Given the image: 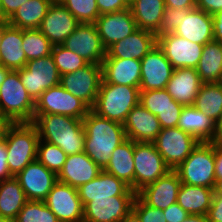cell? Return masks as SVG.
Listing matches in <instances>:
<instances>
[{
	"label": "cell",
	"instance_id": "cell-29",
	"mask_svg": "<svg viewBox=\"0 0 222 222\" xmlns=\"http://www.w3.org/2000/svg\"><path fill=\"white\" fill-rule=\"evenodd\" d=\"M22 41V29L9 24L3 29L0 44V65L11 71L25 67L27 59L22 48Z\"/></svg>",
	"mask_w": 222,
	"mask_h": 222
},
{
	"label": "cell",
	"instance_id": "cell-36",
	"mask_svg": "<svg viewBox=\"0 0 222 222\" xmlns=\"http://www.w3.org/2000/svg\"><path fill=\"white\" fill-rule=\"evenodd\" d=\"M27 201L25 192L14 176L0 182V217L16 219Z\"/></svg>",
	"mask_w": 222,
	"mask_h": 222
},
{
	"label": "cell",
	"instance_id": "cell-13",
	"mask_svg": "<svg viewBox=\"0 0 222 222\" xmlns=\"http://www.w3.org/2000/svg\"><path fill=\"white\" fill-rule=\"evenodd\" d=\"M60 222H83V204L77 188L57 181L44 200Z\"/></svg>",
	"mask_w": 222,
	"mask_h": 222
},
{
	"label": "cell",
	"instance_id": "cell-45",
	"mask_svg": "<svg viewBox=\"0 0 222 222\" xmlns=\"http://www.w3.org/2000/svg\"><path fill=\"white\" fill-rule=\"evenodd\" d=\"M100 15L118 12L129 8L128 0H97Z\"/></svg>",
	"mask_w": 222,
	"mask_h": 222
},
{
	"label": "cell",
	"instance_id": "cell-34",
	"mask_svg": "<svg viewBox=\"0 0 222 222\" xmlns=\"http://www.w3.org/2000/svg\"><path fill=\"white\" fill-rule=\"evenodd\" d=\"M196 71L202 83L222 81V42L211 41L203 46Z\"/></svg>",
	"mask_w": 222,
	"mask_h": 222
},
{
	"label": "cell",
	"instance_id": "cell-2",
	"mask_svg": "<svg viewBox=\"0 0 222 222\" xmlns=\"http://www.w3.org/2000/svg\"><path fill=\"white\" fill-rule=\"evenodd\" d=\"M39 139L60 147L67 155L84 152L83 120L66 115L34 114Z\"/></svg>",
	"mask_w": 222,
	"mask_h": 222
},
{
	"label": "cell",
	"instance_id": "cell-3",
	"mask_svg": "<svg viewBox=\"0 0 222 222\" xmlns=\"http://www.w3.org/2000/svg\"><path fill=\"white\" fill-rule=\"evenodd\" d=\"M3 137L6 140L7 164L15 177L29 163L37 160L38 130L32 122L8 123Z\"/></svg>",
	"mask_w": 222,
	"mask_h": 222
},
{
	"label": "cell",
	"instance_id": "cell-7",
	"mask_svg": "<svg viewBox=\"0 0 222 222\" xmlns=\"http://www.w3.org/2000/svg\"><path fill=\"white\" fill-rule=\"evenodd\" d=\"M134 164L135 193L171 170L153 142H134Z\"/></svg>",
	"mask_w": 222,
	"mask_h": 222
},
{
	"label": "cell",
	"instance_id": "cell-8",
	"mask_svg": "<svg viewBox=\"0 0 222 222\" xmlns=\"http://www.w3.org/2000/svg\"><path fill=\"white\" fill-rule=\"evenodd\" d=\"M18 71L22 84L35 102L47 89L60 84L61 75L52 55L27 61Z\"/></svg>",
	"mask_w": 222,
	"mask_h": 222
},
{
	"label": "cell",
	"instance_id": "cell-38",
	"mask_svg": "<svg viewBox=\"0 0 222 222\" xmlns=\"http://www.w3.org/2000/svg\"><path fill=\"white\" fill-rule=\"evenodd\" d=\"M22 48L27 61L51 55L53 44L39 29H24Z\"/></svg>",
	"mask_w": 222,
	"mask_h": 222
},
{
	"label": "cell",
	"instance_id": "cell-10",
	"mask_svg": "<svg viewBox=\"0 0 222 222\" xmlns=\"http://www.w3.org/2000/svg\"><path fill=\"white\" fill-rule=\"evenodd\" d=\"M91 108L60 84L47 89L35 102L34 114L66 115L83 119Z\"/></svg>",
	"mask_w": 222,
	"mask_h": 222
},
{
	"label": "cell",
	"instance_id": "cell-50",
	"mask_svg": "<svg viewBox=\"0 0 222 222\" xmlns=\"http://www.w3.org/2000/svg\"><path fill=\"white\" fill-rule=\"evenodd\" d=\"M196 7L213 16L222 11V0H197Z\"/></svg>",
	"mask_w": 222,
	"mask_h": 222
},
{
	"label": "cell",
	"instance_id": "cell-20",
	"mask_svg": "<svg viewBox=\"0 0 222 222\" xmlns=\"http://www.w3.org/2000/svg\"><path fill=\"white\" fill-rule=\"evenodd\" d=\"M80 22L59 1L52 2L38 28L53 44L61 45Z\"/></svg>",
	"mask_w": 222,
	"mask_h": 222
},
{
	"label": "cell",
	"instance_id": "cell-60",
	"mask_svg": "<svg viewBox=\"0 0 222 222\" xmlns=\"http://www.w3.org/2000/svg\"><path fill=\"white\" fill-rule=\"evenodd\" d=\"M8 25L7 20L1 19L0 18V44H1V37L3 34V29Z\"/></svg>",
	"mask_w": 222,
	"mask_h": 222
},
{
	"label": "cell",
	"instance_id": "cell-33",
	"mask_svg": "<svg viewBox=\"0 0 222 222\" xmlns=\"http://www.w3.org/2000/svg\"><path fill=\"white\" fill-rule=\"evenodd\" d=\"M213 195V188L181 183L177 203L190 215H207Z\"/></svg>",
	"mask_w": 222,
	"mask_h": 222
},
{
	"label": "cell",
	"instance_id": "cell-23",
	"mask_svg": "<svg viewBox=\"0 0 222 222\" xmlns=\"http://www.w3.org/2000/svg\"><path fill=\"white\" fill-rule=\"evenodd\" d=\"M181 180L174 170L139 190L136 195L147 205L164 210L177 202Z\"/></svg>",
	"mask_w": 222,
	"mask_h": 222
},
{
	"label": "cell",
	"instance_id": "cell-9",
	"mask_svg": "<svg viewBox=\"0 0 222 222\" xmlns=\"http://www.w3.org/2000/svg\"><path fill=\"white\" fill-rule=\"evenodd\" d=\"M166 165L175 170L198 145L199 141L178 127L164 128L153 141Z\"/></svg>",
	"mask_w": 222,
	"mask_h": 222
},
{
	"label": "cell",
	"instance_id": "cell-56",
	"mask_svg": "<svg viewBox=\"0 0 222 222\" xmlns=\"http://www.w3.org/2000/svg\"><path fill=\"white\" fill-rule=\"evenodd\" d=\"M120 222H141L138 215L132 210Z\"/></svg>",
	"mask_w": 222,
	"mask_h": 222
},
{
	"label": "cell",
	"instance_id": "cell-27",
	"mask_svg": "<svg viewBox=\"0 0 222 222\" xmlns=\"http://www.w3.org/2000/svg\"><path fill=\"white\" fill-rule=\"evenodd\" d=\"M101 171L102 169L85 152H81L67 156V160L57 175V180L78 188L93 180Z\"/></svg>",
	"mask_w": 222,
	"mask_h": 222
},
{
	"label": "cell",
	"instance_id": "cell-28",
	"mask_svg": "<svg viewBox=\"0 0 222 222\" xmlns=\"http://www.w3.org/2000/svg\"><path fill=\"white\" fill-rule=\"evenodd\" d=\"M203 83L195 68L174 69L165 90L183 106L194 105L195 98Z\"/></svg>",
	"mask_w": 222,
	"mask_h": 222
},
{
	"label": "cell",
	"instance_id": "cell-14",
	"mask_svg": "<svg viewBox=\"0 0 222 222\" xmlns=\"http://www.w3.org/2000/svg\"><path fill=\"white\" fill-rule=\"evenodd\" d=\"M157 45L174 69L196 68L204 46L174 33L157 37Z\"/></svg>",
	"mask_w": 222,
	"mask_h": 222
},
{
	"label": "cell",
	"instance_id": "cell-59",
	"mask_svg": "<svg viewBox=\"0 0 222 222\" xmlns=\"http://www.w3.org/2000/svg\"><path fill=\"white\" fill-rule=\"evenodd\" d=\"M8 122L0 115V139L3 137V132Z\"/></svg>",
	"mask_w": 222,
	"mask_h": 222
},
{
	"label": "cell",
	"instance_id": "cell-51",
	"mask_svg": "<svg viewBox=\"0 0 222 222\" xmlns=\"http://www.w3.org/2000/svg\"><path fill=\"white\" fill-rule=\"evenodd\" d=\"M215 152V176L222 178V142H214Z\"/></svg>",
	"mask_w": 222,
	"mask_h": 222
},
{
	"label": "cell",
	"instance_id": "cell-41",
	"mask_svg": "<svg viewBox=\"0 0 222 222\" xmlns=\"http://www.w3.org/2000/svg\"><path fill=\"white\" fill-rule=\"evenodd\" d=\"M16 222H60L44 201L28 200L18 213Z\"/></svg>",
	"mask_w": 222,
	"mask_h": 222
},
{
	"label": "cell",
	"instance_id": "cell-19",
	"mask_svg": "<svg viewBox=\"0 0 222 222\" xmlns=\"http://www.w3.org/2000/svg\"><path fill=\"white\" fill-rule=\"evenodd\" d=\"M181 20L174 34L190 42L205 45L214 40L213 16L195 7L180 9Z\"/></svg>",
	"mask_w": 222,
	"mask_h": 222
},
{
	"label": "cell",
	"instance_id": "cell-17",
	"mask_svg": "<svg viewBox=\"0 0 222 222\" xmlns=\"http://www.w3.org/2000/svg\"><path fill=\"white\" fill-rule=\"evenodd\" d=\"M135 196L95 199L83 207V222H120L129 212Z\"/></svg>",
	"mask_w": 222,
	"mask_h": 222
},
{
	"label": "cell",
	"instance_id": "cell-46",
	"mask_svg": "<svg viewBox=\"0 0 222 222\" xmlns=\"http://www.w3.org/2000/svg\"><path fill=\"white\" fill-rule=\"evenodd\" d=\"M26 1L29 0H0V18L8 21Z\"/></svg>",
	"mask_w": 222,
	"mask_h": 222
},
{
	"label": "cell",
	"instance_id": "cell-15",
	"mask_svg": "<svg viewBox=\"0 0 222 222\" xmlns=\"http://www.w3.org/2000/svg\"><path fill=\"white\" fill-rule=\"evenodd\" d=\"M174 68L156 45L141 59L140 91L165 89Z\"/></svg>",
	"mask_w": 222,
	"mask_h": 222
},
{
	"label": "cell",
	"instance_id": "cell-31",
	"mask_svg": "<svg viewBox=\"0 0 222 222\" xmlns=\"http://www.w3.org/2000/svg\"><path fill=\"white\" fill-rule=\"evenodd\" d=\"M134 141L126 139L116 147L104 171L122 180L134 191Z\"/></svg>",
	"mask_w": 222,
	"mask_h": 222
},
{
	"label": "cell",
	"instance_id": "cell-37",
	"mask_svg": "<svg viewBox=\"0 0 222 222\" xmlns=\"http://www.w3.org/2000/svg\"><path fill=\"white\" fill-rule=\"evenodd\" d=\"M194 106L217 122L222 113V82L203 83L195 98Z\"/></svg>",
	"mask_w": 222,
	"mask_h": 222
},
{
	"label": "cell",
	"instance_id": "cell-58",
	"mask_svg": "<svg viewBox=\"0 0 222 222\" xmlns=\"http://www.w3.org/2000/svg\"><path fill=\"white\" fill-rule=\"evenodd\" d=\"M11 70L5 68L4 66L0 65V85L3 83V81L5 80L7 74L10 72Z\"/></svg>",
	"mask_w": 222,
	"mask_h": 222
},
{
	"label": "cell",
	"instance_id": "cell-55",
	"mask_svg": "<svg viewBox=\"0 0 222 222\" xmlns=\"http://www.w3.org/2000/svg\"><path fill=\"white\" fill-rule=\"evenodd\" d=\"M182 222H210L207 215H189Z\"/></svg>",
	"mask_w": 222,
	"mask_h": 222
},
{
	"label": "cell",
	"instance_id": "cell-22",
	"mask_svg": "<svg viewBox=\"0 0 222 222\" xmlns=\"http://www.w3.org/2000/svg\"><path fill=\"white\" fill-rule=\"evenodd\" d=\"M83 206L95 199L114 196H136V193L122 180L102 170L93 180L77 188Z\"/></svg>",
	"mask_w": 222,
	"mask_h": 222
},
{
	"label": "cell",
	"instance_id": "cell-39",
	"mask_svg": "<svg viewBox=\"0 0 222 222\" xmlns=\"http://www.w3.org/2000/svg\"><path fill=\"white\" fill-rule=\"evenodd\" d=\"M67 156L60 147L39 139L37 160L56 175L61 171Z\"/></svg>",
	"mask_w": 222,
	"mask_h": 222
},
{
	"label": "cell",
	"instance_id": "cell-44",
	"mask_svg": "<svg viewBox=\"0 0 222 222\" xmlns=\"http://www.w3.org/2000/svg\"><path fill=\"white\" fill-rule=\"evenodd\" d=\"M180 20V9L166 7L162 16L160 30L156 36L161 37L167 34H173L180 24Z\"/></svg>",
	"mask_w": 222,
	"mask_h": 222
},
{
	"label": "cell",
	"instance_id": "cell-47",
	"mask_svg": "<svg viewBox=\"0 0 222 222\" xmlns=\"http://www.w3.org/2000/svg\"><path fill=\"white\" fill-rule=\"evenodd\" d=\"M162 211L167 222H182L190 215L177 202Z\"/></svg>",
	"mask_w": 222,
	"mask_h": 222
},
{
	"label": "cell",
	"instance_id": "cell-49",
	"mask_svg": "<svg viewBox=\"0 0 222 222\" xmlns=\"http://www.w3.org/2000/svg\"><path fill=\"white\" fill-rule=\"evenodd\" d=\"M207 216L210 222H222V196L213 195Z\"/></svg>",
	"mask_w": 222,
	"mask_h": 222
},
{
	"label": "cell",
	"instance_id": "cell-26",
	"mask_svg": "<svg viewBox=\"0 0 222 222\" xmlns=\"http://www.w3.org/2000/svg\"><path fill=\"white\" fill-rule=\"evenodd\" d=\"M102 80L105 83L139 87L141 81V60L104 58Z\"/></svg>",
	"mask_w": 222,
	"mask_h": 222
},
{
	"label": "cell",
	"instance_id": "cell-61",
	"mask_svg": "<svg viewBox=\"0 0 222 222\" xmlns=\"http://www.w3.org/2000/svg\"><path fill=\"white\" fill-rule=\"evenodd\" d=\"M0 222H16V220L8 217H0Z\"/></svg>",
	"mask_w": 222,
	"mask_h": 222
},
{
	"label": "cell",
	"instance_id": "cell-25",
	"mask_svg": "<svg viewBox=\"0 0 222 222\" xmlns=\"http://www.w3.org/2000/svg\"><path fill=\"white\" fill-rule=\"evenodd\" d=\"M156 45L157 36L154 32L138 28L130 36L110 46L105 58L141 60Z\"/></svg>",
	"mask_w": 222,
	"mask_h": 222
},
{
	"label": "cell",
	"instance_id": "cell-6",
	"mask_svg": "<svg viewBox=\"0 0 222 222\" xmlns=\"http://www.w3.org/2000/svg\"><path fill=\"white\" fill-rule=\"evenodd\" d=\"M181 183L214 188V142H199L191 154L174 170Z\"/></svg>",
	"mask_w": 222,
	"mask_h": 222
},
{
	"label": "cell",
	"instance_id": "cell-32",
	"mask_svg": "<svg viewBox=\"0 0 222 222\" xmlns=\"http://www.w3.org/2000/svg\"><path fill=\"white\" fill-rule=\"evenodd\" d=\"M129 8L136 21L137 28L149 30L157 34L164 10V0H132Z\"/></svg>",
	"mask_w": 222,
	"mask_h": 222
},
{
	"label": "cell",
	"instance_id": "cell-40",
	"mask_svg": "<svg viewBox=\"0 0 222 222\" xmlns=\"http://www.w3.org/2000/svg\"><path fill=\"white\" fill-rule=\"evenodd\" d=\"M51 55L60 75L73 73L89 64L84 58L62 45H53Z\"/></svg>",
	"mask_w": 222,
	"mask_h": 222
},
{
	"label": "cell",
	"instance_id": "cell-52",
	"mask_svg": "<svg viewBox=\"0 0 222 222\" xmlns=\"http://www.w3.org/2000/svg\"><path fill=\"white\" fill-rule=\"evenodd\" d=\"M165 6L177 9H193L196 7L195 0H164Z\"/></svg>",
	"mask_w": 222,
	"mask_h": 222
},
{
	"label": "cell",
	"instance_id": "cell-12",
	"mask_svg": "<svg viewBox=\"0 0 222 222\" xmlns=\"http://www.w3.org/2000/svg\"><path fill=\"white\" fill-rule=\"evenodd\" d=\"M84 58L89 64H102L106 49L102 45L95 23H80L61 44Z\"/></svg>",
	"mask_w": 222,
	"mask_h": 222
},
{
	"label": "cell",
	"instance_id": "cell-43",
	"mask_svg": "<svg viewBox=\"0 0 222 222\" xmlns=\"http://www.w3.org/2000/svg\"><path fill=\"white\" fill-rule=\"evenodd\" d=\"M132 210L138 215L141 222H167L161 209L150 207L137 195L134 198Z\"/></svg>",
	"mask_w": 222,
	"mask_h": 222
},
{
	"label": "cell",
	"instance_id": "cell-11",
	"mask_svg": "<svg viewBox=\"0 0 222 222\" xmlns=\"http://www.w3.org/2000/svg\"><path fill=\"white\" fill-rule=\"evenodd\" d=\"M102 79V64H88L73 73L61 75L60 85L92 108Z\"/></svg>",
	"mask_w": 222,
	"mask_h": 222
},
{
	"label": "cell",
	"instance_id": "cell-54",
	"mask_svg": "<svg viewBox=\"0 0 222 222\" xmlns=\"http://www.w3.org/2000/svg\"><path fill=\"white\" fill-rule=\"evenodd\" d=\"M213 142H222V113L216 122L215 139Z\"/></svg>",
	"mask_w": 222,
	"mask_h": 222
},
{
	"label": "cell",
	"instance_id": "cell-24",
	"mask_svg": "<svg viewBox=\"0 0 222 222\" xmlns=\"http://www.w3.org/2000/svg\"><path fill=\"white\" fill-rule=\"evenodd\" d=\"M123 127L126 138L134 142H153L162 130L157 116L140 103L128 113Z\"/></svg>",
	"mask_w": 222,
	"mask_h": 222
},
{
	"label": "cell",
	"instance_id": "cell-18",
	"mask_svg": "<svg viewBox=\"0 0 222 222\" xmlns=\"http://www.w3.org/2000/svg\"><path fill=\"white\" fill-rule=\"evenodd\" d=\"M95 25L102 45L106 50L138 29L130 8L109 14H102L97 18Z\"/></svg>",
	"mask_w": 222,
	"mask_h": 222
},
{
	"label": "cell",
	"instance_id": "cell-35",
	"mask_svg": "<svg viewBox=\"0 0 222 222\" xmlns=\"http://www.w3.org/2000/svg\"><path fill=\"white\" fill-rule=\"evenodd\" d=\"M52 2V0L26 1L7 22L22 30L38 29Z\"/></svg>",
	"mask_w": 222,
	"mask_h": 222
},
{
	"label": "cell",
	"instance_id": "cell-1",
	"mask_svg": "<svg viewBox=\"0 0 222 222\" xmlns=\"http://www.w3.org/2000/svg\"><path fill=\"white\" fill-rule=\"evenodd\" d=\"M82 120L84 152L103 170L116 147L127 139L123 124L101 117L92 110Z\"/></svg>",
	"mask_w": 222,
	"mask_h": 222
},
{
	"label": "cell",
	"instance_id": "cell-5",
	"mask_svg": "<svg viewBox=\"0 0 222 222\" xmlns=\"http://www.w3.org/2000/svg\"><path fill=\"white\" fill-rule=\"evenodd\" d=\"M35 101L21 82L19 71H10L0 85V115L8 123L33 122Z\"/></svg>",
	"mask_w": 222,
	"mask_h": 222
},
{
	"label": "cell",
	"instance_id": "cell-21",
	"mask_svg": "<svg viewBox=\"0 0 222 222\" xmlns=\"http://www.w3.org/2000/svg\"><path fill=\"white\" fill-rule=\"evenodd\" d=\"M139 103L157 116L162 129L177 127L184 107L176 102L165 89L140 91Z\"/></svg>",
	"mask_w": 222,
	"mask_h": 222
},
{
	"label": "cell",
	"instance_id": "cell-57",
	"mask_svg": "<svg viewBox=\"0 0 222 222\" xmlns=\"http://www.w3.org/2000/svg\"><path fill=\"white\" fill-rule=\"evenodd\" d=\"M213 192L216 195L222 196V178L216 179L215 186L213 188Z\"/></svg>",
	"mask_w": 222,
	"mask_h": 222
},
{
	"label": "cell",
	"instance_id": "cell-53",
	"mask_svg": "<svg viewBox=\"0 0 222 222\" xmlns=\"http://www.w3.org/2000/svg\"><path fill=\"white\" fill-rule=\"evenodd\" d=\"M214 40L222 42V11L213 15Z\"/></svg>",
	"mask_w": 222,
	"mask_h": 222
},
{
	"label": "cell",
	"instance_id": "cell-16",
	"mask_svg": "<svg viewBox=\"0 0 222 222\" xmlns=\"http://www.w3.org/2000/svg\"><path fill=\"white\" fill-rule=\"evenodd\" d=\"M15 178L18 180L28 200L44 201L54 184L57 175L38 160L29 163Z\"/></svg>",
	"mask_w": 222,
	"mask_h": 222
},
{
	"label": "cell",
	"instance_id": "cell-42",
	"mask_svg": "<svg viewBox=\"0 0 222 222\" xmlns=\"http://www.w3.org/2000/svg\"><path fill=\"white\" fill-rule=\"evenodd\" d=\"M80 23H95L100 16L97 0H59Z\"/></svg>",
	"mask_w": 222,
	"mask_h": 222
},
{
	"label": "cell",
	"instance_id": "cell-48",
	"mask_svg": "<svg viewBox=\"0 0 222 222\" xmlns=\"http://www.w3.org/2000/svg\"><path fill=\"white\" fill-rule=\"evenodd\" d=\"M7 155L6 140L2 137L0 139V182L13 177L7 164Z\"/></svg>",
	"mask_w": 222,
	"mask_h": 222
},
{
	"label": "cell",
	"instance_id": "cell-30",
	"mask_svg": "<svg viewBox=\"0 0 222 222\" xmlns=\"http://www.w3.org/2000/svg\"><path fill=\"white\" fill-rule=\"evenodd\" d=\"M177 127L194 136L199 142H213L216 122L194 105L182 108Z\"/></svg>",
	"mask_w": 222,
	"mask_h": 222
},
{
	"label": "cell",
	"instance_id": "cell-4",
	"mask_svg": "<svg viewBox=\"0 0 222 222\" xmlns=\"http://www.w3.org/2000/svg\"><path fill=\"white\" fill-rule=\"evenodd\" d=\"M139 101V87L110 84L102 80L96 102L91 110L101 117L123 124L128 113Z\"/></svg>",
	"mask_w": 222,
	"mask_h": 222
}]
</instances>
